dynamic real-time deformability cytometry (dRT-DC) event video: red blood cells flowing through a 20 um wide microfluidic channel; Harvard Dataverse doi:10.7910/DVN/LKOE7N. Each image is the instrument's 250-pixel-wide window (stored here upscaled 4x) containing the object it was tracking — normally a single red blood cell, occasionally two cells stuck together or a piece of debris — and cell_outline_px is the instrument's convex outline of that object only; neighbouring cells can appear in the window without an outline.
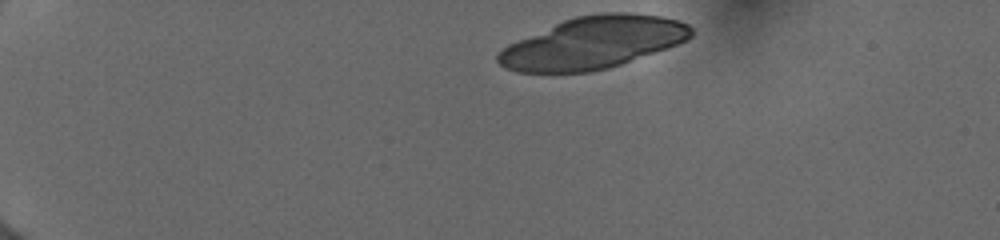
{"species": "human", "species_latin": "Homo sapiens", "temperature_condition": "cold", "stored_images_in_passage": 31, "camera_frame_rate_fps": 3000, "um_per_image_px": 0.085, "donor": {"sex": "female"}, "frame": {"image": 1, "passage_image": 1, "time_ms": 0.0, "image_size_px": [1000, 240], "cell_outline_px": [[692, 36], [676, 44], [620, 64], [608, 68], [592, 72], [516, 72], [504, 68], [496, 60], [496, 56], [508, 44], [564, 20], [576, 16], [600, 12], [628, 12], [660, 16], [680, 20], [688, 24], [692, 28]], "centroid_in_image_um": [50.39, 3.62], "position_along_channel_um": 34.6, "area_um2": 58.03}}
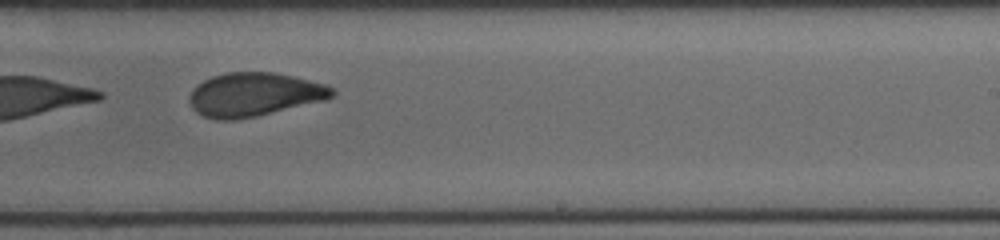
{"frame": {"image": 2, "passage_image": 21, "time_ms": 8.333, "image_size_px": [1000, 240], "cell_outline_px": [[336, 92], [332, 96], [324, 100], [256, 116], [236, 120], [216, 120], [204, 116], [196, 112], [192, 108], [188, 100], [188, 96], [192, 88], [196, 84], [212, 76], [228, 72], [272, 72], [292, 76], [324, 84], [332, 88]], "centroid_in_image_um": [21.53, 8.03], "position_along_channel_um": 267.5, "area_um2": 36.24}}
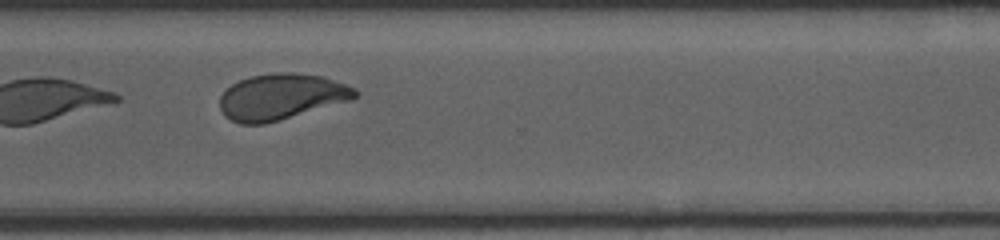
{"frame": {"image": 3, "passage_image": 25, "time_ms": 10.333, "image_size_px": [1000, 240], "cell_outline_px": [[360, 92], [352, 100], [264, 124], [240, 124], [224, 116], [220, 108], [220, 96], [232, 84], [248, 76], [272, 72], [292, 72], [320, 76], [356, 88]], "centroid_in_image_um": [23.89, 8.22], "position_along_channel_um": 346.7, "area_um2": 36.18}}